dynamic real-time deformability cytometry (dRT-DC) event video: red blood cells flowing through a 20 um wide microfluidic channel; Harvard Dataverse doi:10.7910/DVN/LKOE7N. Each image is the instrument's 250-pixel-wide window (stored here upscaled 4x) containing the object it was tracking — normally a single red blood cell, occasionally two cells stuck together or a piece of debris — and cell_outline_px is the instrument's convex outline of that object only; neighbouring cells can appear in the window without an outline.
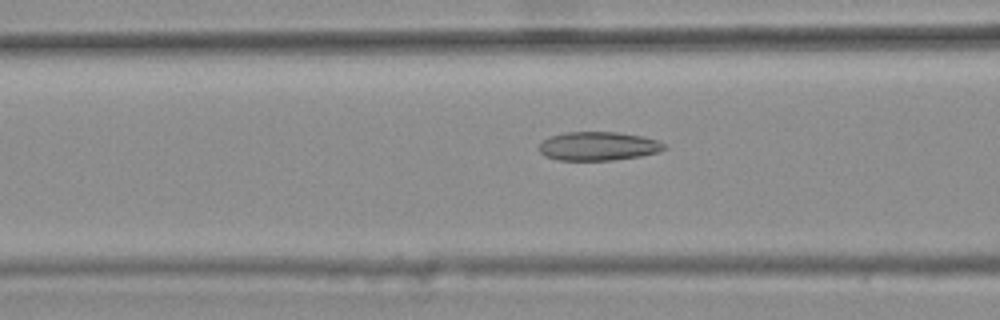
{"species": "common noctule bat (a hibernating species)", "species_latin": "Nyctalus noctula", "temperature_condition": "warm", "stored_images_in_passage": 37, "camera_frame_rate_fps": 3000, "um_per_image_px": 0.085, "animal": {"sex": "female", "body_mass_g": 25.1}, "frame": {"image": 1, "passage_image": 9, "time_ms": 2.667, "image_size_px": [1000, 320], "cell_outline_px": [[668, 148], [656, 152], [640, 156], [612, 160], [556, 160], [544, 156], [536, 148], [544, 140], [552, 136], [564, 132], [616, 132], [640, 136], [656, 140], [664, 144]], "centroid_in_image_um": [50.8, 12.43], "position_along_channel_um": 115.8, "area_um2": 20.87}}
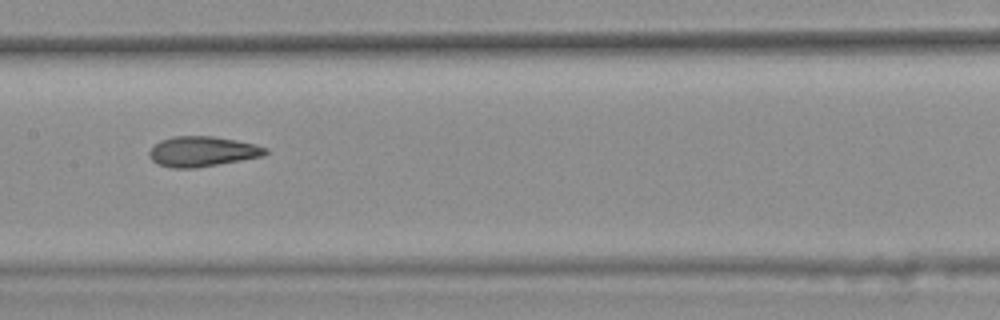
{"frame": {"image": 2, "passage_image": 15, "time_ms": 4.667, "image_size_px": [1000, 320], "cell_outline_px": [[268, 152], [260, 156], [240, 160], [196, 168], [172, 168], [156, 164], [148, 156], [148, 152], [160, 140], [172, 136], [212, 136], [236, 140], [256, 144], [268, 148]], "centroid_in_image_um": [17.16, 12.87], "position_along_channel_um": 190.2, "area_um2": 20.4}}
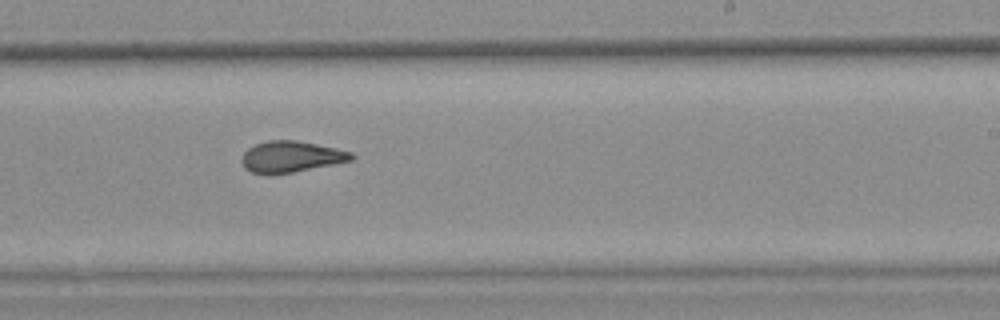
{"frame": {"image": 3, "passage_image": 21, "time_ms": 6.667, "image_size_px": [1000, 320], "cell_outline_px": [[356, 156], [352, 160], [292, 172], [252, 172], [244, 168], [240, 160], [244, 152], [248, 148], [256, 144], [268, 140], [296, 140], [336, 148], [352, 152]], "centroid_in_image_um": [24.75, 13.29], "position_along_channel_um": 264.3, "area_um2": 19.48}, "authors_computed_cell_mechanics": {"area_um2": 20.2878, "velocity_mm_per_s": 3.7184, "shape_relaxation_time_tau1_ms": null, "shape_relaxation_time_tau2_ms": 2.4555, "deformation_change_tau1": null, "deformation_change_tau2": 0.1039}}